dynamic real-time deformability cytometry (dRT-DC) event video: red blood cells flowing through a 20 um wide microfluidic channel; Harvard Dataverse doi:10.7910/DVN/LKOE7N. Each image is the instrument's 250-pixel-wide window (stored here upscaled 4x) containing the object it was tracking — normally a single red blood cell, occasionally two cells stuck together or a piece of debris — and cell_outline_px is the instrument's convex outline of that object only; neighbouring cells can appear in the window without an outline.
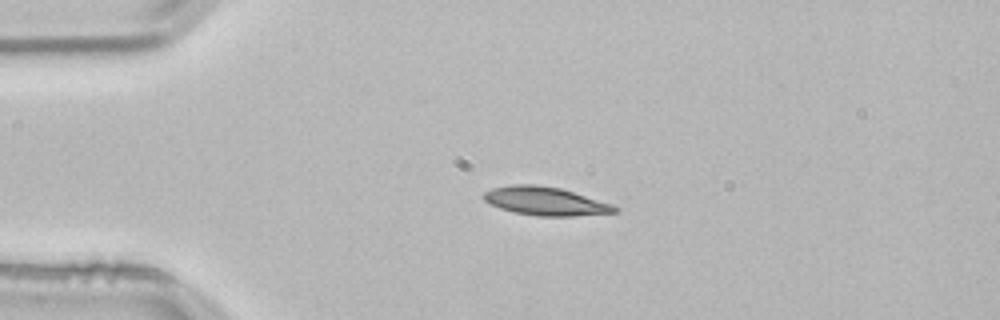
{"species": "common noctule bat (a hibernating species)", "species_latin": "Nyctalus noctula", "temperature_condition": "room temperature", "stored_images_in_passage": 42, "camera_frame_rate_fps": 3000, "um_per_image_px": 0.085, "animal": {"sex": "male", "body_mass_g": 21.5, "forearm_length_mm": 52.0}, "frame": {"image": 1, "passage_image": 1, "time_ms": 0.0, "image_size_px": [1000, 320], "cell_outline_px": [[620, 208], [616, 212], [572, 216], [536, 216], [516, 212], [500, 208], [488, 204], [480, 196], [484, 192], [492, 188], [512, 184], [536, 184], [560, 188], [612, 204]], "centroid_in_image_um": [46.31, 17.09], "position_along_channel_um": 38.7, "area_um2": 21.73}}
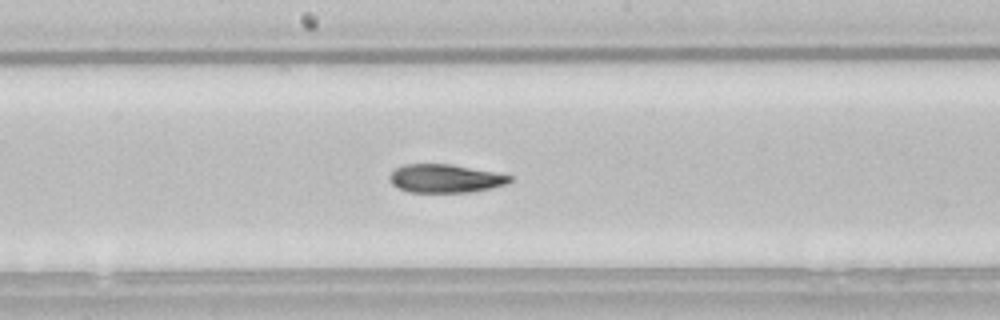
{"frame": {"image": 2, "passage_image": 17, "time_ms": 5.333, "image_size_px": [1000, 320], "cell_outline_px": [[512, 180], [504, 184], [492, 188], [472, 192], [408, 192], [392, 184], [388, 180], [388, 176], [396, 168], [404, 164], [452, 164], [512, 176]], "centroid_in_image_um": [37.8, 15.17], "position_along_channel_um": 210.4, "area_um2": 19.77}}
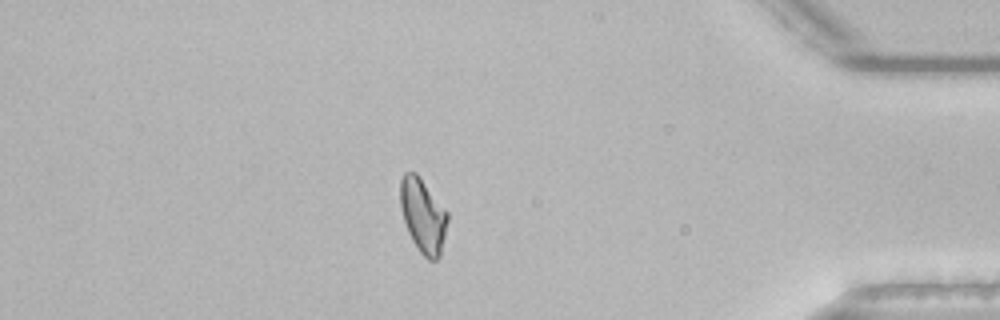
{"frame": {"image": 3, "passage_image": 35, "time_ms": 11.333, "image_size_px": [1000, 320], "cell_outline_px": [[448, 220], [440, 256], [436, 260], [428, 260], [420, 252], [412, 240], [408, 232], [404, 220], [400, 204], [400, 180], [404, 172], [416, 172], [448, 212]], "centroid_in_image_um": [35.95, 18.32], "position_along_channel_um": 399.2, "area_um2": 20.35}, "authors_computed_cell_mechanics": {"area_um2": 20.5768, "velocity_mm_per_s": 3.8002, "shape_relaxation_time_tau1_ms": 5.8336, "shape_relaxation_time_tau2_ms": 3.93, "deformation_change_tau1": 0.1837, "deformation_change_tau2": 0.1049}}